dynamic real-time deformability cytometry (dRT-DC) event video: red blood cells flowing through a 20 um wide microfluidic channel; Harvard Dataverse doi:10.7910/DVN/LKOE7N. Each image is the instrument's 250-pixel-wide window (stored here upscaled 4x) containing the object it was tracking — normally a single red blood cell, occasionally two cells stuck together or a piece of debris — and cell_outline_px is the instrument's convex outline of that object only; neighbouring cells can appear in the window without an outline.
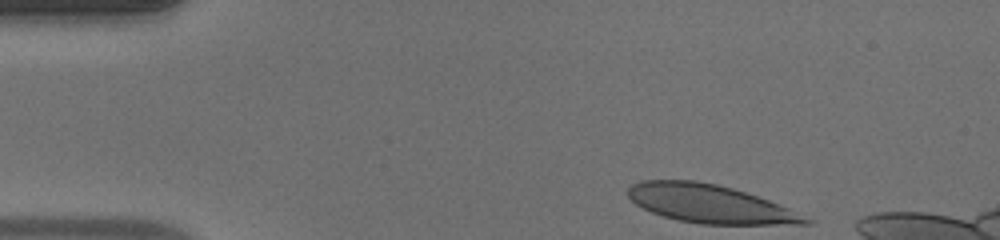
{"species": "human", "species_latin": "Homo sapiens", "temperature_condition": "warm", "stored_images_in_passage": 37, "camera_frame_rate_fps": 3000, "um_per_image_px": 0.085, "donor": {"sex": "male"}, "frame": {"image": 1, "passage_image": 1, "time_ms": 0.0, "image_size_px": [1000, 240], "cell_outline_px": [[816, 220], [812, 224], [700, 224], [676, 220], [652, 212], [636, 204], [628, 196], [628, 188], [632, 184], [640, 180], [696, 180], [716, 184], [732, 188], [768, 200], [788, 208]], "centroid_in_image_um": [60.35, 17.33], "position_along_channel_um": 24.7, "area_um2": 39.48}}
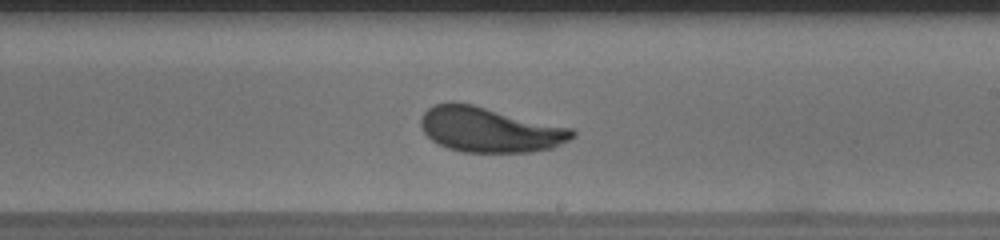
{"frame": {"image": 2, "passage_image": 23, "time_ms": 7.333, "image_size_px": [1000, 240], "cell_outline_px": [[576, 136], [552, 148], [532, 152], [464, 152], [448, 148], [432, 140], [424, 132], [420, 124], [420, 120], [424, 112], [432, 104], [448, 100], [452, 100], [472, 104], [572, 128], [576, 132]], "centroid_in_image_um": [41.59, 11.0], "position_along_channel_um": 247.4, "area_um2": 39.94}}
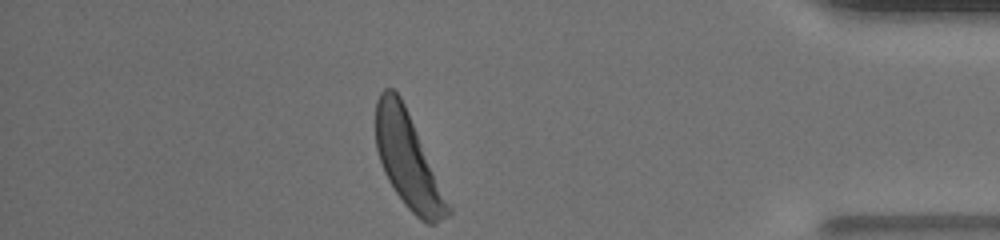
{"frame": {"image": 3, "passage_image": 37, "time_ms": 12.0, "image_size_px": [1000, 240], "cell_outline_px": [[452, 212], [448, 216], [436, 224], [428, 224], [420, 220], [404, 204], [388, 180], [384, 172], [376, 148], [376, 100], [380, 92], [384, 88], [392, 88], [400, 96], [404, 104], [452, 208]], "centroid_in_image_um": [34.68, 13.66], "position_along_channel_um": 400.5, "area_um2": 39.3}, "authors_computed_cell_mechanics": {"area_um2": 39.7086, "velocity_mm_per_s": 4.1025, "shape_relaxation_time_tau1_ms": 2.5699, "shape_relaxation_time_tau2_ms": null, "deformation_change_tau1": 0.1605, "deformation_change_tau2": null}}